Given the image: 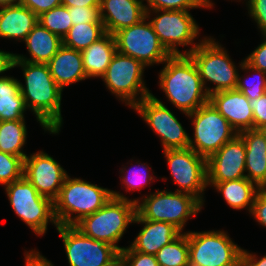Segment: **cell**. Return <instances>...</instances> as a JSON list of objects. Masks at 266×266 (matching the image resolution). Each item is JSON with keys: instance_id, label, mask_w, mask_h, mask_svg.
I'll return each mask as SVG.
<instances>
[{"instance_id": "cell-1", "label": "cell", "mask_w": 266, "mask_h": 266, "mask_svg": "<svg viewBox=\"0 0 266 266\" xmlns=\"http://www.w3.org/2000/svg\"><path fill=\"white\" fill-rule=\"evenodd\" d=\"M21 67L25 85L19 88L27 109L34 112L37 121L50 134H58L62 126V89L56 84L48 64L11 61L10 68Z\"/></svg>"}, {"instance_id": "cell-2", "label": "cell", "mask_w": 266, "mask_h": 266, "mask_svg": "<svg viewBox=\"0 0 266 266\" xmlns=\"http://www.w3.org/2000/svg\"><path fill=\"white\" fill-rule=\"evenodd\" d=\"M159 73V86L167 99L185 115L209 101L198 69L189 55H171Z\"/></svg>"}, {"instance_id": "cell-3", "label": "cell", "mask_w": 266, "mask_h": 266, "mask_svg": "<svg viewBox=\"0 0 266 266\" xmlns=\"http://www.w3.org/2000/svg\"><path fill=\"white\" fill-rule=\"evenodd\" d=\"M136 202L112 190V197L93 214L84 216L73 226L82 234L114 246L119 252L124 247L117 245L129 224L134 223Z\"/></svg>"}, {"instance_id": "cell-4", "label": "cell", "mask_w": 266, "mask_h": 266, "mask_svg": "<svg viewBox=\"0 0 266 266\" xmlns=\"http://www.w3.org/2000/svg\"><path fill=\"white\" fill-rule=\"evenodd\" d=\"M111 197L112 190L67 175L53 201L55 219L58 225H74L101 209ZM75 213L77 215L73 216Z\"/></svg>"}, {"instance_id": "cell-5", "label": "cell", "mask_w": 266, "mask_h": 266, "mask_svg": "<svg viewBox=\"0 0 266 266\" xmlns=\"http://www.w3.org/2000/svg\"><path fill=\"white\" fill-rule=\"evenodd\" d=\"M133 199L136 202L135 219H147L173 224L181 232L187 220L196 216L203 204L194 196L183 192L162 190L145 198Z\"/></svg>"}, {"instance_id": "cell-6", "label": "cell", "mask_w": 266, "mask_h": 266, "mask_svg": "<svg viewBox=\"0 0 266 266\" xmlns=\"http://www.w3.org/2000/svg\"><path fill=\"white\" fill-rule=\"evenodd\" d=\"M195 63L199 76L207 93L236 89L238 69L231 61L227 51L213 38L205 37L199 45L188 54ZM215 84L214 88L206 86L207 82Z\"/></svg>"}, {"instance_id": "cell-7", "label": "cell", "mask_w": 266, "mask_h": 266, "mask_svg": "<svg viewBox=\"0 0 266 266\" xmlns=\"http://www.w3.org/2000/svg\"><path fill=\"white\" fill-rule=\"evenodd\" d=\"M4 189L14 212L35 234L44 235L49 221L58 226L53 201L40 195L24 176Z\"/></svg>"}, {"instance_id": "cell-8", "label": "cell", "mask_w": 266, "mask_h": 266, "mask_svg": "<svg viewBox=\"0 0 266 266\" xmlns=\"http://www.w3.org/2000/svg\"><path fill=\"white\" fill-rule=\"evenodd\" d=\"M189 266H241L243 248L225 231L189 232Z\"/></svg>"}, {"instance_id": "cell-9", "label": "cell", "mask_w": 266, "mask_h": 266, "mask_svg": "<svg viewBox=\"0 0 266 266\" xmlns=\"http://www.w3.org/2000/svg\"><path fill=\"white\" fill-rule=\"evenodd\" d=\"M145 68L141 61L116 52L101 79L112 94L134 108L142 99L152 94L143 81Z\"/></svg>"}, {"instance_id": "cell-10", "label": "cell", "mask_w": 266, "mask_h": 266, "mask_svg": "<svg viewBox=\"0 0 266 266\" xmlns=\"http://www.w3.org/2000/svg\"><path fill=\"white\" fill-rule=\"evenodd\" d=\"M153 11V12H152ZM156 17L149 20L150 15ZM146 18L153 26L160 43L170 55H188L200 42L194 44V39L200 34L199 27L189 11L184 10H146ZM192 45L190 49L180 52L178 46Z\"/></svg>"}, {"instance_id": "cell-11", "label": "cell", "mask_w": 266, "mask_h": 266, "mask_svg": "<svg viewBox=\"0 0 266 266\" xmlns=\"http://www.w3.org/2000/svg\"><path fill=\"white\" fill-rule=\"evenodd\" d=\"M186 116L193 120L194 127L189 148L206 159L238 134L209 102Z\"/></svg>"}, {"instance_id": "cell-12", "label": "cell", "mask_w": 266, "mask_h": 266, "mask_svg": "<svg viewBox=\"0 0 266 266\" xmlns=\"http://www.w3.org/2000/svg\"><path fill=\"white\" fill-rule=\"evenodd\" d=\"M146 17L138 24L114 34L117 52L141 61L145 66L164 64L171 56L160 43L152 24Z\"/></svg>"}, {"instance_id": "cell-13", "label": "cell", "mask_w": 266, "mask_h": 266, "mask_svg": "<svg viewBox=\"0 0 266 266\" xmlns=\"http://www.w3.org/2000/svg\"><path fill=\"white\" fill-rule=\"evenodd\" d=\"M171 176L179 186L177 192L196 197L204 204L203 195L207 187V159L191 148L163 150Z\"/></svg>"}, {"instance_id": "cell-14", "label": "cell", "mask_w": 266, "mask_h": 266, "mask_svg": "<svg viewBox=\"0 0 266 266\" xmlns=\"http://www.w3.org/2000/svg\"><path fill=\"white\" fill-rule=\"evenodd\" d=\"M161 139L163 150L189 148V134L175 115L153 94L134 108Z\"/></svg>"}, {"instance_id": "cell-15", "label": "cell", "mask_w": 266, "mask_h": 266, "mask_svg": "<svg viewBox=\"0 0 266 266\" xmlns=\"http://www.w3.org/2000/svg\"><path fill=\"white\" fill-rule=\"evenodd\" d=\"M69 266H105L120 252L111 244L82 234L73 225H58Z\"/></svg>"}, {"instance_id": "cell-16", "label": "cell", "mask_w": 266, "mask_h": 266, "mask_svg": "<svg viewBox=\"0 0 266 266\" xmlns=\"http://www.w3.org/2000/svg\"><path fill=\"white\" fill-rule=\"evenodd\" d=\"M68 174L53 157L40 151L24 158L23 176L38 193L54 201Z\"/></svg>"}, {"instance_id": "cell-17", "label": "cell", "mask_w": 266, "mask_h": 266, "mask_svg": "<svg viewBox=\"0 0 266 266\" xmlns=\"http://www.w3.org/2000/svg\"><path fill=\"white\" fill-rule=\"evenodd\" d=\"M245 161V143L237 134L207 159V182L245 178Z\"/></svg>"}, {"instance_id": "cell-18", "label": "cell", "mask_w": 266, "mask_h": 266, "mask_svg": "<svg viewBox=\"0 0 266 266\" xmlns=\"http://www.w3.org/2000/svg\"><path fill=\"white\" fill-rule=\"evenodd\" d=\"M240 133L253 129L250 100L239 90L220 91L209 95L208 101Z\"/></svg>"}, {"instance_id": "cell-19", "label": "cell", "mask_w": 266, "mask_h": 266, "mask_svg": "<svg viewBox=\"0 0 266 266\" xmlns=\"http://www.w3.org/2000/svg\"><path fill=\"white\" fill-rule=\"evenodd\" d=\"M144 0H101L100 18L105 32L114 35L146 17Z\"/></svg>"}, {"instance_id": "cell-20", "label": "cell", "mask_w": 266, "mask_h": 266, "mask_svg": "<svg viewBox=\"0 0 266 266\" xmlns=\"http://www.w3.org/2000/svg\"><path fill=\"white\" fill-rule=\"evenodd\" d=\"M134 223L143 224V228L130 247L134 251L156 255L165 245L177 238L182 232L173 224L147 219H134Z\"/></svg>"}, {"instance_id": "cell-21", "label": "cell", "mask_w": 266, "mask_h": 266, "mask_svg": "<svg viewBox=\"0 0 266 266\" xmlns=\"http://www.w3.org/2000/svg\"><path fill=\"white\" fill-rule=\"evenodd\" d=\"M246 149V178L259 188L266 181V135L262 129H249L238 133Z\"/></svg>"}, {"instance_id": "cell-22", "label": "cell", "mask_w": 266, "mask_h": 266, "mask_svg": "<svg viewBox=\"0 0 266 266\" xmlns=\"http://www.w3.org/2000/svg\"><path fill=\"white\" fill-rule=\"evenodd\" d=\"M24 42L30 58L24 57L23 54H12L11 61L47 64L63 45V40L60 36L51 33L39 22L27 35Z\"/></svg>"}, {"instance_id": "cell-23", "label": "cell", "mask_w": 266, "mask_h": 266, "mask_svg": "<svg viewBox=\"0 0 266 266\" xmlns=\"http://www.w3.org/2000/svg\"><path fill=\"white\" fill-rule=\"evenodd\" d=\"M47 64L56 84L62 90L65 86L88 78L84 71L81 51L64 45Z\"/></svg>"}, {"instance_id": "cell-24", "label": "cell", "mask_w": 266, "mask_h": 266, "mask_svg": "<svg viewBox=\"0 0 266 266\" xmlns=\"http://www.w3.org/2000/svg\"><path fill=\"white\" fill-rule=\"evenodd\" d=\"M38 16L18 3L0 5V37L25 41Z\"/></svg>"}, {"instance_id": "cell-25", "label": "cell", "mask_w": 266, "mask_h": 266, "mask_svg": "<svg viewBox=\"0 0 266 266\" xmlns=\"http://www.w3.org/2000/svg\"><path fill=\"white\" fill-rule=\"evenodd\" d=\"M116 52L115 37L107 32L82 50L83 67L87 77H102Z\"/></svg>"}, {"instance_id": "cell-26", "label": "cell", "mask_w": 266, "mask_h": 266, "mask_svg": "<svg viewBox=\"0 0 266 266\" xmlns=\"http://www.w3.org/2000/svg\"><path fill=\"white\" fill-rule=\"evenodd\" d=\"M214 186L220 192L226 203L233 209L248 208L251 212L254 199L260 188L246 177L225 182H207V186Z\"/></svg>"}, {"instance_id": "cell-27", "label": "cell", "mask_w": 266, "mask_h": 266, "mask_svg": "<svg viewBox=\"0 0 266 266\" xmlns=\"http://www.w3.org/2000/svg\"><path fill=\"white\" fill-rule=\"evenodd\" d=\"M26 109L19 80L11 76H0V121L25 119Z\"/></svg>"}, {"instance_id": "cell-28", "label": "cell", "mask_w": 266, "mask_h": 266, "mask_svg": "<svg viewBox=\"0 0 266 266\" xmlns=\"http://www.w3.org/2000/svg\"><path fill=\"white\" fill-rule=\"evenodd\" d=\"M27 127L25 119L0 121V151L23 159L27 156L22 151L26 143Z\"/></svg>"}, {"instance_id": "cell-29", "label": "cell", "mask_w": 266, "mask_h": 266, "mask_svg": "<svg viewBox=\"0 0 266 266\" xmlns=\"http://www.w3.org/2000/svg\"><path fill=\"white\" fill-rule=\"evenodd\" d=\"M103 23H79L72 25L63 37V45L77 51L89 47L105 34Z\"/></svg>"}, {"instance_id": "cell-30", "label": "cell", "mask_w": 266, "mask_h": 266, "mask_svg": "<svg viewBox=\"0 0 266 266\" xmlns=\"http://www.w3.org/2000/svg\"><path fill=\"white\" fill-rule=\"evenodd\" d=\"M155 256L159 266H189L188 232H182Z\"/></svg>"}, {"instance_id": "cell-31", "label": "cell", "mask_w": 266, "mask_h": 266, "mask_svg": "<svg viewBox=\"0 0 266 266\" xmlns=\"http://www.w3.org/2000/svg\"><path fill=\"white\" fill-rule=\"evenodd\" d=\"M38 22L62 39L73 25L68 7L63 5L52 8L38 16Z\"/></svg>"}, {"instance_id": "cell-32", "label": "cell", "mask_w": 266, "mask_h": 266, "mask_svg": "<svg viewBox=\"0 0 266 266\" xmlns=\"http://www.w3.org/2000/svg\"><path fill=\"white\" fill-rule=\"evenodd\" d=\"M239 66L242 70H247V73L249 70V72L253 71L259 76H257V80L255 82H249V78H247L248 80H245V78L243 79L242 76L240 77V75H238L236 89L241 91L249 100H254L261 97L266 92V73L252 68L245 62V60H243Z\"/></svg>"}, {"instance_id": "cell-33", "label": "cell", "mask_w": 266, "mask_h": 266, "mask_svg": "<svg viewBox=\"0 0 266 266\" xmlns=\"http://www.w3.org/2000/svg\"><path fill=\"white\" fill-rule=\"evenodd\" d=\"M24 159L0 151V184L7 185L23 177Z\"/></svg>"}, {"instance_id": "cell-34", "label": "cell", "mask_w": 266, "mask_h": 266, "mask_svg": "<svg viewBox=\"0 0 266 266\" xmlns=\"http://www.w3.org/2000/svg\"><path fill=\"white\" fill-rule=\"evenodd\" d=\"M146 10H184L209 8L201 0H146Z\"/></svg>"}, {"instance_id": "cell-35", "label": "cell", "mask_w": 266, "mask_h": 266, "mask_svg": "<svg viewBox=\"0 0 266 266\" xmlns=\"http://www.w3.org/2000/svg\"><path fill=\"white\" fill-rule=\"evenodd\" d=\"M139 164H141L142 168H136L137 170L134 168L133 170H131L132 174L127 171L129 174L123 176L121 175L122 184L124 183V186L126 185L125 188L128 191H133L135 189H138L140 191V189L144 188V186L147 185L149 181L151 182L154 179V177L149 174V172L151 171L149 170V167L142 163H138V165Z\"/></svg>"}, {"instance_id": "cell-36", "label": "cell", "mask_w": 266, "mask_h": 266, "mask_svg": "<svg viewBox=\"0 0 266 266\" xmlns=\"http://www.w3.org/2000/svg\"><path fill=\"white\" fill-rule=\"evenodd\" d=\"M100 7H68L73 25L79 23H103L100 18Z\"/></svg>"}, {"instance_id": "cell-37", "label": "cell", "mask_w": 266, "mask_h": 266, "mask_svg": "<svg viewBox=\"0 0 266 266\" xmlns=\"http://www.w3.org/2000/svg\"><path fill=\"white\" fill-rule=\"evenodd\" d=\"M127 262V266H159L156 256L134 251L130 246L120 252Z\"/></svg>"}, {"instance_id": "cell-38", "label": "cell", "mask_w": 266, "mask_h": 266, "mask_svg": "<svg viewBox=\"0 0 266 266\" xmlns=\"http://www.w3.org/2000/svg\"><path fill=\"white\" fill-rule=\"evenodd\" d=\"M248 12L257 23L262 35H266V0H247Z\"/></svg>"}, {"instance_id": "cell-39", "label": "cell", "mask_w": 266, "mask_h": 266, "mask_svg": "<svg viewBox=\"0 0 266 266\" xmlns=\"http://www.w3.org/2000/svg\"><path fill=\"white\" fill-rule=\"evenodd\" d=\"M253 109V129L266 127V92L259 98L250 100Z\"/></svg>"}, {"instance_id": "cell-40", "label": "cell", "mask_w": 266, "mask_h": 266, "mask_svg": "<svg viewBox=\"0 0 266 266\" xmlns=\"http://www.w3.org/2000/svg\"><path fill=\"white\" fill-rule=\"evenodd\" d=\"M262 37H264L263 42L244 60L252 68L266 73V35Z\"/></svg>"}, {"instance_id": "cell-41", "label": "cell", "mask_w": 266, "mask_h": 266, "mask_svg": "<svg viewBox=\"0 0 266 266\" xmlns=\"http://www.w3.org/2000/svg\"><path fill=\"white\" fill-rule=\"evenodd\" d=\"M17 3L30 9L37 16L61 5V0H17Z\"/></svg>"}, {"instance_id": "cell-42", "label": "cell", "mask_w": 266, "mask_h": 266, "mask_svg": "<svg viewBox=\"0 0 266 266\" xmlns=\"http://www.w3.org/2000/svg\"><path fill=\"white\" fill-rule=\"evenodd\" d=\"M250 213L260 225L266 227V194L260 190L255 196Z\"/></svg>"}, {"instance_id": "cell-43", "label": "cell", "mask_w": 266, "mask_h": 266, "mask_svg": "<svg viewBox=\"0 0 266 266\" xmlns=\"http://www.w3.org/2000/svg\"><path fill=\"white\" fill-rule=\"evenodd\" d=\"M25 266H54L51 261L42 256L38 251L25 252Z\"/></svg>"}, {"instance_id": "cell-44", "label": "cell", "mask_w": 266, "mask_h": 266, "mask_svg": "<svg viewBox=\"0 0 266 266\" xmlns=\"http://www.w3.org/2000/svg\"><path fill=\"white\" fill-rule=\"evenodd\" d=\"M241 266H266V255L258 259L256 255L243 249Z\"/></svg>"}, {"instance_id": "cell-45", "label": "cell", "mask_w": 266, "mask_h": 266, "mask_svg": "<svg viewBox=\"0 0 266 266\" xmlns=\"http://www.w3.org/2000/svg\"><path fill=\"white\" fill-rule=\"evenodd\" d=\"M101 0H61V5L66 7H100Z\"/></svg>"}, {"instance_id": "cell-46", "label": "cell", "mask_w": 266, "mask_h": 266, "mask_svg": "<svg viewBox=\"0 0 266 266\" xmlns=\"http://www.w3.org/2000/svg\"><path fill=\"white\" fill-rule=\"evenodd\" d=\"M13 53L0 50V74L11 69L10 62Z\"/></svg>"}, {"instance_id": "cell-47", "label": "cell", "mask_w": 266, "mask_h": 266, "mask_svg": "<svg viewBox=\"0 0 266 266\" xmlns=\"http://www.w3.org/2000/svg\"><path fill=\"white\" fill-rule=\"evenodd\" d=\"M105 266H127V262L123 255L119 253L115 258H113L107 265Z\"/></svg>"}, {"instance_id": "cell-48", "label": "cell", "mask_w": 266, "mask_h": 266, "mask_svg": "<svg viewBox=\"0 0 266 266\" xmlns=\"http://www.w3.org/2000/svg\"><path fill=\"white\" fill-rule=\"evenodd\" d=\"M17 3V0H0V5Z\"/></svg>"}, {"instance_id": "cell-49", "label": "cell", "mask_w": 266, "mask_h": 266, "mask_svg": "<svg viewBox=\"0 0 266 266\" xmlns=\"http://www.w3.org/2000/svg\"><path fill=\"white\" fill-rule=\"evenodd\" d=\"M203 3H205L209 8L213 6L214 3H212L210 0H201Z\"/></svg>"}, {"instance_id": "cell-50", "label": "cell", "mask_w": 266, "mask_h": 266, "mask_svg": "<svg viewBox=\"0 0 266 266\" xmlns=\"http://www.w3.org/2000/svg\"><path fill=\"white\" fill-rule=\"evenodd\" d=\"M260 191H262L263 193L266 194V181L262 184V186L260 187Z\"/></svg>"}, {"instance_id": "cell-51", "label": "cell", "mask_w": 266, "mask_h": 266, "mask_svg": "<svg viewBox=\"0 0 266 266\" xmlns=\"http://www.w3.org/2000/svg\"><path fill=\"white\" fill-rule=\"evenodd\" d=\"M262 130H263V132H264L265 135H266V127H264Z\"/></svg>"}]
</instances>
